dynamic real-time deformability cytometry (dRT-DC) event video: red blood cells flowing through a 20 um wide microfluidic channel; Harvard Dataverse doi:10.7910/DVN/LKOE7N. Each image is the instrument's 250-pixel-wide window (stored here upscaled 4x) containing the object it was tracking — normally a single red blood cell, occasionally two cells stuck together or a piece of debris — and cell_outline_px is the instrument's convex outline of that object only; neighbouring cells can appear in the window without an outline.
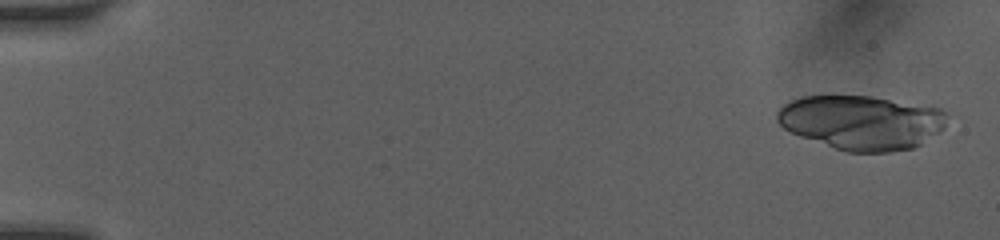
{"species": "human", "species_latin": "Homo sapiens", "temperature_condition": "room temperature", "stored_images_in_passage": 37, "camera_frame_rate_fps": 3000, "um_per_image_px": 0.085, "donor": {"sex": "female"}, "frame": {"image": 1, "passage_image": 2, "time_ms": 0.333, "image_size_px": [1000, 240], "cell_outline_px": [[948, 112], [944, 128], [920, 144], [912, 148], [888, 152], [848, 152], [800, 136], [784, 128], [776, 120], [776, 112], [784, 104], [792, 100], [804, 96], [868, 96], [940, 108]], "centroid_in_image_um": [73.23, 10.4], "position_along_channel_um": 11.8, "area_um2": 53.35}}
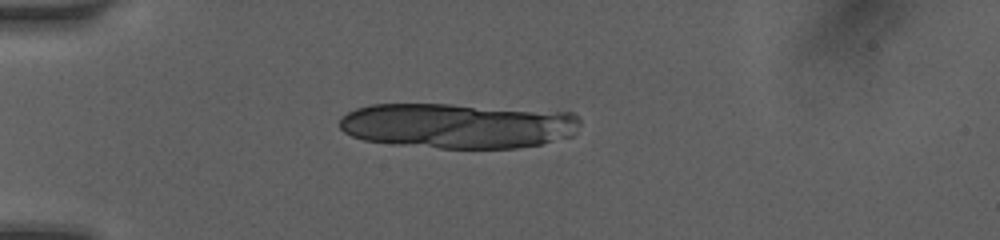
{"frame": {"image": 2, "passage_image": 27, "time_ms": 4.333, "image_size_px": [1000, 240], "cell_outline_px": [[580, 124], [576, 132], [572, 136], [540, 144], [516, 148], [440, 148], [392, 144], [364, 140], [352, 136], [344, 132], [340, 128], [340, 120], [348, 112], [356, 108], [372, 104], [452, 104], [572, 112], [580, 120]], "centroid_in_image_um": [38.92, 10.68], "position_along_channel_um": 46.1, "area_um2": 63.58}}